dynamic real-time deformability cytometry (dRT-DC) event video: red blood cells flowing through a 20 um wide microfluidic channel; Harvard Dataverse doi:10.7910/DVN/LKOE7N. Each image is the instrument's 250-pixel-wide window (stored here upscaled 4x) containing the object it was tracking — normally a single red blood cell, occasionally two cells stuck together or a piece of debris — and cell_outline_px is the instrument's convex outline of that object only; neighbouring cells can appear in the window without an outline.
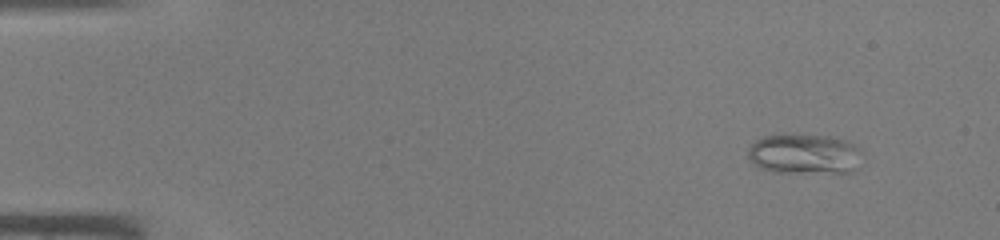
{"species": "common noctule bat (a hibernating species)", "species_latin": "Nyctalus noctula", "temperature_condition": "warm", "stored_images_in_passage": 41, "camera_frame_rate_fps": 3000, "um_per_image_px": 0.085, "animal": {"sex": "male", "body_mass_g": 19.0, "forearm_length_mm": 50.8}, "frame": {"image": 1, "passage_image": 1, "time_ms": 0.0, "image_size_px": [1000, 240], "cell_outline_px": [[864, 152], [856, 168], [852, 172], [776, 172], [760, 168], [752, 164], [748, 156], [748, 148], [756, 140], [764, 136], [828, 136], [844, 140], [860, 148]], "centroid_in_image_um": [68.39, 13.11], "position_along_channel_um": 16.6, "area_um2": 26.36}}
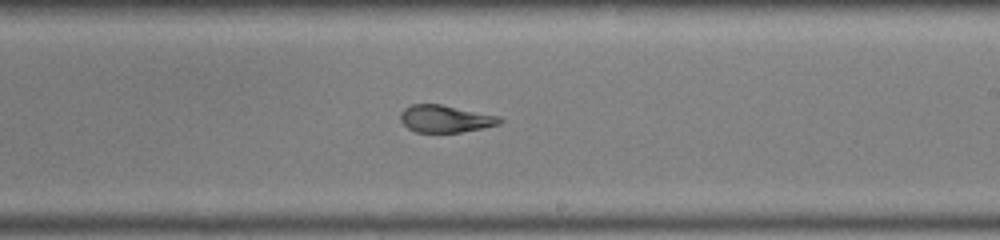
{"frame": {"image": 2, "passage_image": 24, "time_ms": 7.667, "image_size_px": [1000, 240], "cell_outline_px": [[504, 120], [500, 124], [460, 132], [416, 132], [408, 128], [400, 120], [400, 112], [404, 108], [412, 104], [440, 104], [500, 116]], "centroid_in_image_um": [37.84, 10.09], "position_along_channel_um": 251.2, "area_um2": 15.72}}
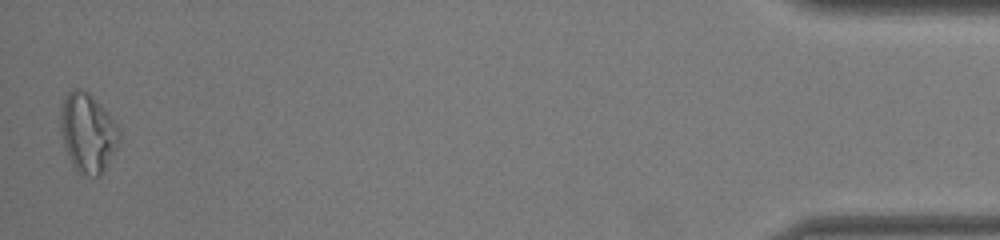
{"frame": {"image": 3, "passage_image": 41, "time_ms": 13.333, "image_size_px": [1000, 240], "cell_outline_px": [[120, 136], [104, 172], [100, 176], [96, 176], [80, 172], [72, 164], [68, 156], [64, 144], [60, 128], [60, 104], [68, 92], [72, 88], [76, 88], [88, 92], [100, 104], [112, 120], [120, 132]], "centroid_in_image_um": [7.41, 11.25], "position_along_channel_um": 427.8, "area_um2": 26.53}}